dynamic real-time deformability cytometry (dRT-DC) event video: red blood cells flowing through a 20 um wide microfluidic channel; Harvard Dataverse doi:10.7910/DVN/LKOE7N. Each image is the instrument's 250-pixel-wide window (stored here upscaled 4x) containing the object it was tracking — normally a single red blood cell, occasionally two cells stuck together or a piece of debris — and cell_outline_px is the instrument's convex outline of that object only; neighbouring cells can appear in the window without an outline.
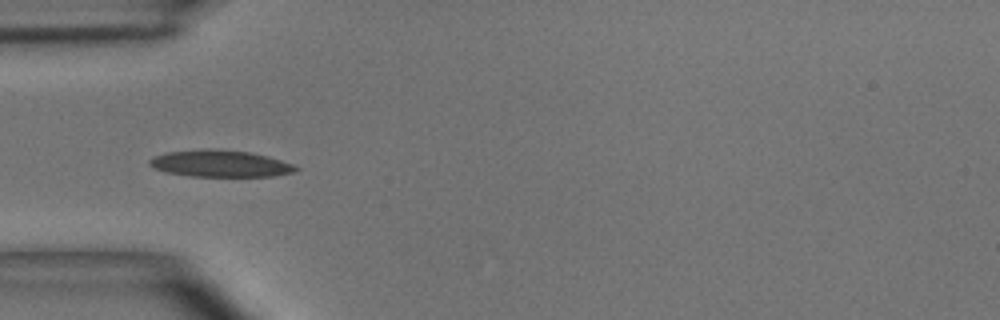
{"species": "common noctule bat (a hibernating species)", "species_latin": "Nyctalus noctula", "temperature_condition": "room temperature", "stored_images_in_passage": 50, "camera_frame_rate_fps": 3000, "um_per_image_px": 0.085, "animal": {"sex": "male", "body_mass_g": 15.6}, "frame": {"image": 1, "passage_image": 15, "time_ms": 4.667, "image_size_px": [1000, 320], "cell_outline_px": [[300, 168], [296, 172], [272, 176], [188, 176], [164, 172], [152, 168], [148, 164], [148, 160], [152, 156], [164, 152], [208, 148], [212, 148], [252, 152], [268, 156], [292, 164]], "centroid_in_image_um": [18.66, 13.89], "position_along_channel_um": 66.3, "area_um2": 23.24}}
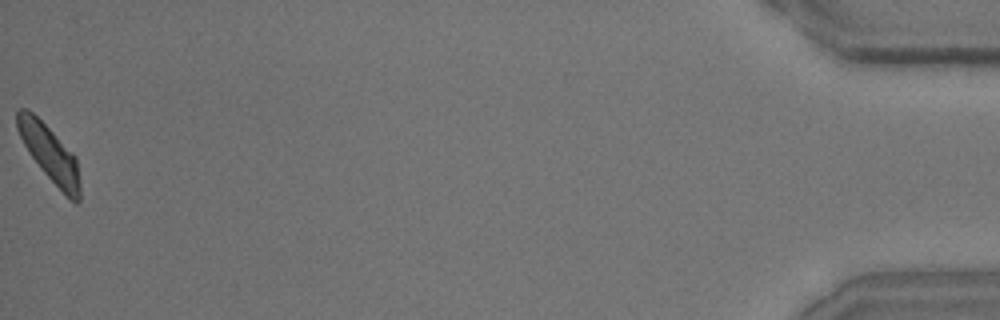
{"frame": {"image": 2, "passage_image": 50, "time_ms": 16.333, "image_size_px": [1000, 320], "cell_outline_px": [[80, 200], [76, 204], [68, 200], [44, 172], [32, 156], [24, 144], [16, 128], [16, 108], [28, 108], [76, 156], [80, 184]], "centroid_in_image_um": [4.23, 13.08], "position_along_channel_um": 431.0, "area_um2": 20.46}, "authors_computed_cell_mechanics": {"area_um2": 21.2415, "velocity_mm_per_s": 3.9557, "shape_relaxation_time_tau1_ms": 4.5482, "shape_relaxation_time_tau2_ms": 5.9893, "deformation_change_tau1": 0.1401, "deformation_change_tau2": 0.136}}